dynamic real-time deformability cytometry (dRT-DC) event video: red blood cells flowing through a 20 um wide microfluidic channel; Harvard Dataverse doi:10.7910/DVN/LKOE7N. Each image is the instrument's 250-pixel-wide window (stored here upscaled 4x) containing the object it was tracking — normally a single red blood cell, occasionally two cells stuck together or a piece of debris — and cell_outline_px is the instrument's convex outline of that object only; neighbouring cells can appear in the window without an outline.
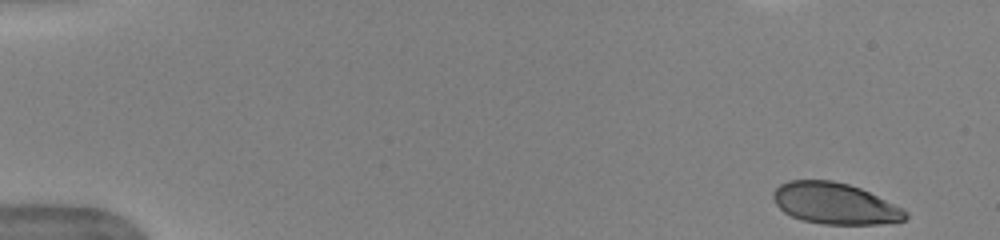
{"species": "human", "species_latin": "Homo sapiens", "temperature_condition": "warm", "stored_images_in_passage": 45, "camera_frame_rate_fps": 3000, "um_per_image_px": 0.085, "donor": {"sex": "female"}, "frame": {"image": 1, "passage_image": 1, "time_ms": 0.0, "image_size_px": [1000, 240], "cell_outline_px": [[908, 216], [904, 220], [880, 224], [824, 224], [804, 220], [792, 216], [784, 212], [776, 204], [772, 196], [772, 192], [780, 184], [788, 180], [832, 180], [848, 184], [860, 188], [904, 208], [908, 212]], "centroid_in_image_um": [70.97, 17.29], "position_along_channel_um": 14.0, "area_um2": 31.79}}
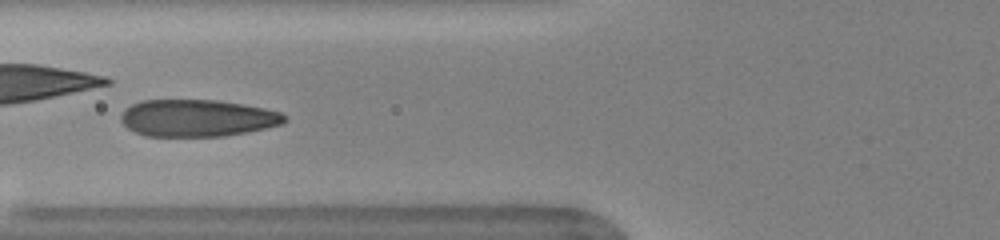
{"frame": {"image": 2, "passage_image": 19, "time_ms": 6.0, "image_size_px": [1000, 240], "cell_outline_px": [[288, 120], [284, 124], [248, 132], [224, 136], [144, 136], [128, 128], [120, 120], [120, 116], [124, 108], [140, 100], [216, 100], [264, 108], [280, 112], [288, 116]], "centroid_in_image_um": [16.78, 10.04], "position_along_channel_um": 109.0, "area_um2": 35.55}, "authors_computed_cell_mechanics": {"area_um2": 35.0846, "velocity_mm_per_s": 3.9503, "shape_relaxation_time_tau1_ms": 3.5957, "shape_relaxation_time_tau2_ms": null, "deformation_change_tau1": 0.1741, "deformation_change_tau2": null}}